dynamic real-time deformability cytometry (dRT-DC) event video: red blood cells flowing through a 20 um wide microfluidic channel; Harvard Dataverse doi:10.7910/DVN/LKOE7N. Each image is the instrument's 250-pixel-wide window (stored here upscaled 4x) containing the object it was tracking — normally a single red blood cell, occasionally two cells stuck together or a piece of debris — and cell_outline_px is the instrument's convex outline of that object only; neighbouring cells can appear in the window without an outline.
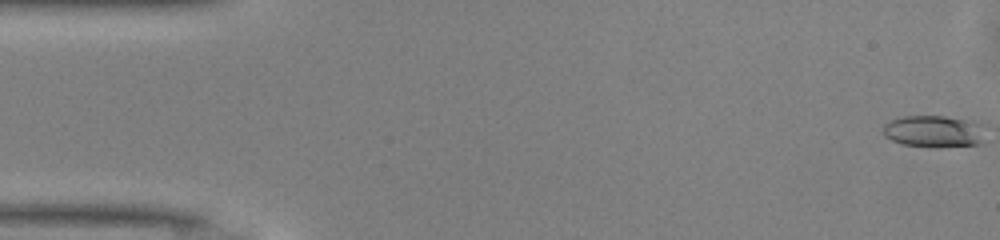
{"species": "common noctule bat (a hibernating species)", "species_latin": "Nyctalus noctula", "temperature_condition": "warm", "stored_images_in_passage": 45, "camera_frame_rate_fps": 3000, "um_per_image_px": 0.085, "animal": {"sex": "male", "body_mass_g": 13.0, "forearm_length_mm": 53.1}, "frame": {"image": 1, "passage_image": 1, "time_ms": 0.0, "image_size_px": [1000, 240], "cell_outline_px": [[980, 144], [940, 148], [932, 148], [900, 144], [884, 136], [884, 124], [892, 120], [904, 116], [944, 116], [964, 120], [980, 124]], "centroid_in_image_um": [79.28, 11.19], "position_along_channel_um": 5.7, "area_um2": 18.73}}
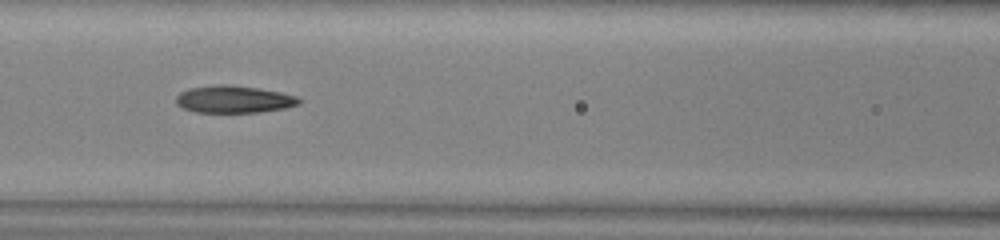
{"frame": {"image": 2, "passage_image": 21, "time_ms": 6.667, "image_size_px": [1000, 240], "cell_outline_px": [[300, 104], [284, 108], [256, 112], [196, 112], [184, 108], [176, 104], [176, 96], [180, 92], [188, 88], [220, 84], [224, 84], [256, 88], [280, 92], [296, 96], [300, 100]], "centroid_in_image_um": [19.84, 8.44], "position_along_channel_um": 146.8, "area_um2": 19.31}}
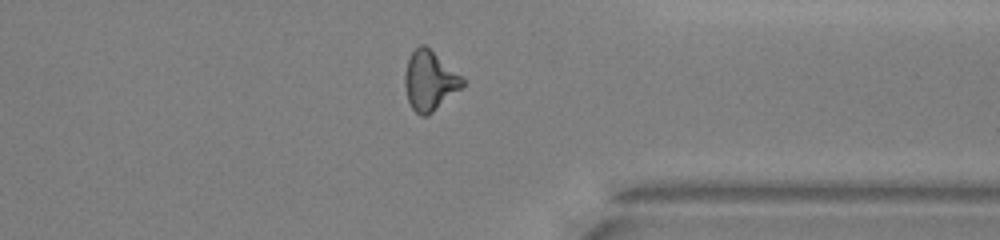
{"frame": {"image": 3, "passage_image": 38, "time_ms": 12.333, "image_size_px": [1000, 240], "cell_outline_px": [[468, 80], [460, 88], [428, 116], [420, 116], [412, 108], [408, 100], [404, 84], [404, 76], [408, 60], [412, 52], [420, 44], [424, 44], [464, 76]], "centroid_in_image_um": [36.54, 6.85], "position_along_channel_um": 374.9, "area_um2": 20.06}, "authors_computed_cell_mechanics": {"area_um2": 19.363, "velocity_mm_per_s": 4.1744, "shape_relaxation_time_tau1_ms": 7.2994, "shape_relaxation_time_tau2_ms": 4.0087, "deformation_change_tau1": 0.2208, "deformation_change_tau2": 0.162}}